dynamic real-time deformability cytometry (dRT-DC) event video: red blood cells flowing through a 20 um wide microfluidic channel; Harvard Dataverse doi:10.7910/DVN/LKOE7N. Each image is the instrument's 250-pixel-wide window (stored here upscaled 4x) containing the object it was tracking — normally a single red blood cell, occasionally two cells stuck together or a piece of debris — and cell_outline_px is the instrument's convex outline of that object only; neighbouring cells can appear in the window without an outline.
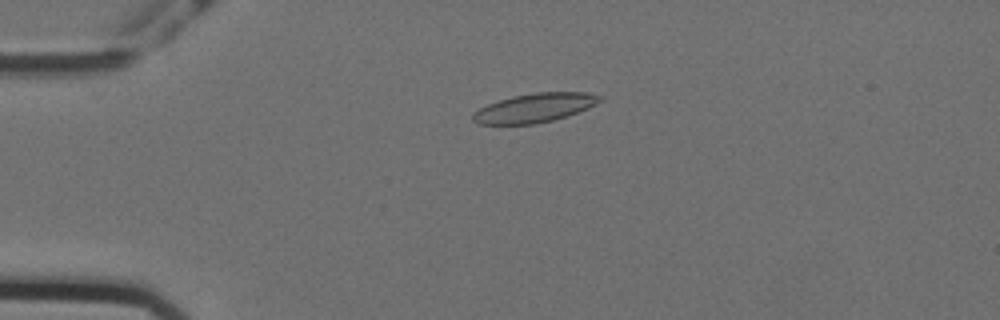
{"species": "Egyptian fruit bat (a non-hibernating species)", "species_latin": "Rousettus aegyptiacus", "temperature_condition": "cold", "stored_images_in_passage": 57, "camera_frame_rate_fps": 3000, "um_per_image_px": 0.085, "animal": {"sex": "female"}, "frame": {"image": 1, "passage_image": 13, "time_ms": 4.0, "image_size_px": [1000, 320], "cell_outline_px": [[604, 96], [596, 104], [588, 108], [552, 120], [536, 124], [476, 124], [472, 120], [472, 112], [488, 104], [512, 96], [536, 92], [588, 92]], "centroid_in_image_um": [45.42, 9.16], "position_along_channel_um": 39.6, "area_um2": 21.39}}
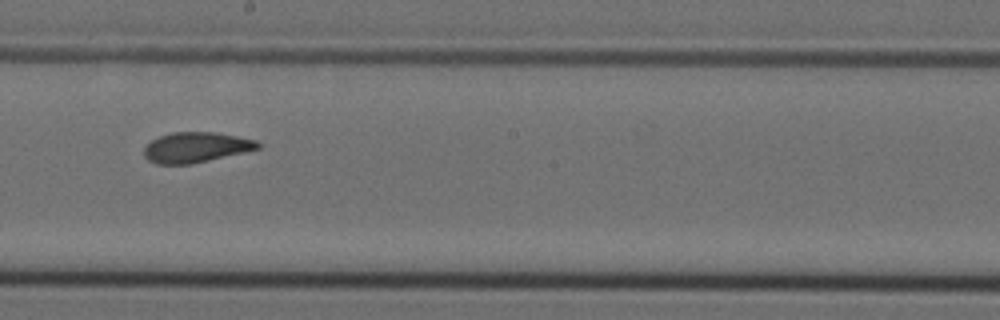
{"frame": {"image": 2, "passage_image": 32, "time_ms": 10.333, "image_size_px": [1000, 320], "cell_outline_px": [[260, 148], [244, 152], [188, 164], [156, 164], [148, 160], [144, 156], [144, 148], [152, 140], [160, 136], [172, 132], [216, 132], [256, 140], [260, 144]], "centroid_in_image_um": [16.63, 12.51], "position_along_channel_um": 231.6, "area_um2": 19.83}}
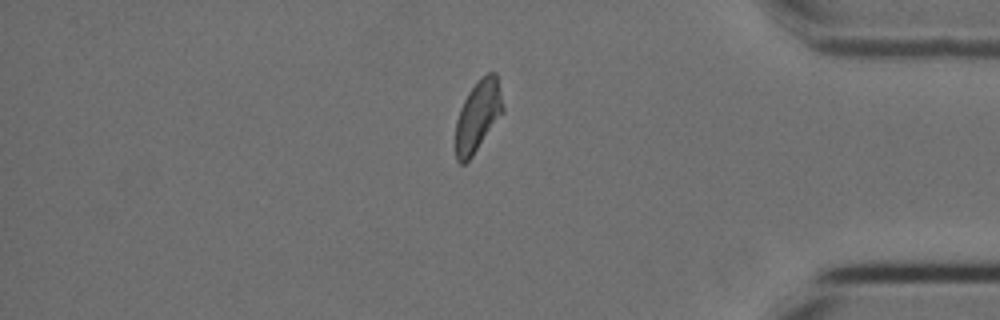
{"frame": {"image": 3, "passage_image": 48, "time_ms": 15.667, "image_size_px": [1000, 320], "cell_outline_px": [[504, 112], [472, 156], [464, 164], [460, 164], [456, 160], [456, 120], [460, 108], [468, 92], [488, 72], [496, 72], [504, 108]], "centroid_in_image_um": [40.62, 9.87], "position_along_channel_um": 394.6, "area_um2": 19.36}}